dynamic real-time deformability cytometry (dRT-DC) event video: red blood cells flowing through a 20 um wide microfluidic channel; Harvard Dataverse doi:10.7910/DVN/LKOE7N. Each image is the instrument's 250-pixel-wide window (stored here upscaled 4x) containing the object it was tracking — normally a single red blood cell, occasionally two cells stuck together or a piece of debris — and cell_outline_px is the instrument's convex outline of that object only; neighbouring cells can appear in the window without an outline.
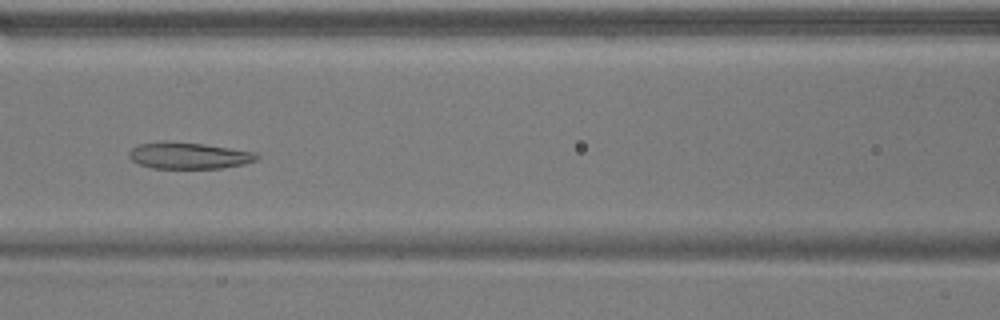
{"species": "common noctule bat (a hibernating species)", "species_latin": "Nyctalus noctula", "temperature_condition": "warm", "stored_images_in_passage": 47, "camera_frame_rate_fps": 3000, "um_per_image_px": 0.085, "animal": {"sex": "male", "body_mass_g": 17.9}, "frame": {"image": 1, "passage_image": 18, "time_ms": 5.667, "image_size_px": [1000, 320], "cell_outline_px": [[260, 156], [256, 160], [244, 164], [220, 168], [152, 168], [140, 164], [132, 160], [128, 156], [128, 152], [132, 148], [140, 144], [204, 144], [256, 152]], "centroid_in_image_um": [16.12, 13.27], "position_along_channel_um": 150.5, "area_um2": 18.84}}
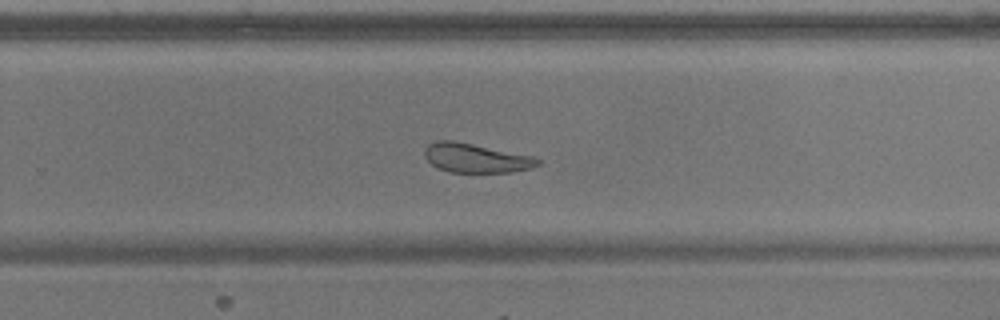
{"frame": {"image": 2, "passage_image": 29, "time_ms": 9.333, "image_size_px": [1000, 320], "cell_outline_px": [[540, 164], [532, 168], [512, 172], [448, 172], [436, 168], [424, 156], [424, 148], [428, 144], [436, 140], [452, 140], [532, 156], [540, 160]], "centroid_in_image_um": [40.41, 13.44], "position_along_channel_um": 289.4, "area_um2": 19.19}}
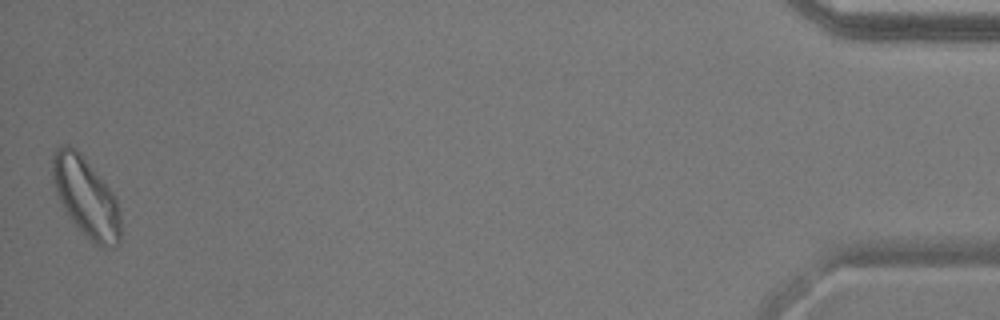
{"frame": {"image": 3, "passage_image": 47, "time_ms": 15.333, "image_size_px": [1000, 320], "cell_outline_px": [[120, 240], [116, 248], [100, 248], [84, 236], [68, 216], [56, 192], [52, 176], [52, 156], [56, 148], [64, 144], [68, 144], [76, 148], [80, 152], [116, 196], [120, 212]], "centroid_in_image_um": [7.32, 16.78], "position_along_channel_um": 427.9, "area_um2": 31.91}, "authors_computed_cell_mechanics": {"area_um2": 24.6228, "velocity_mm_per_s": 3.7992, "shape_relaxation_time_tau1_ms": null, "shape_relaxation_time_tau2_ms": 4.1344, "deformation_change_tau1": null, "deformation_change_tau2": 0.1107}}